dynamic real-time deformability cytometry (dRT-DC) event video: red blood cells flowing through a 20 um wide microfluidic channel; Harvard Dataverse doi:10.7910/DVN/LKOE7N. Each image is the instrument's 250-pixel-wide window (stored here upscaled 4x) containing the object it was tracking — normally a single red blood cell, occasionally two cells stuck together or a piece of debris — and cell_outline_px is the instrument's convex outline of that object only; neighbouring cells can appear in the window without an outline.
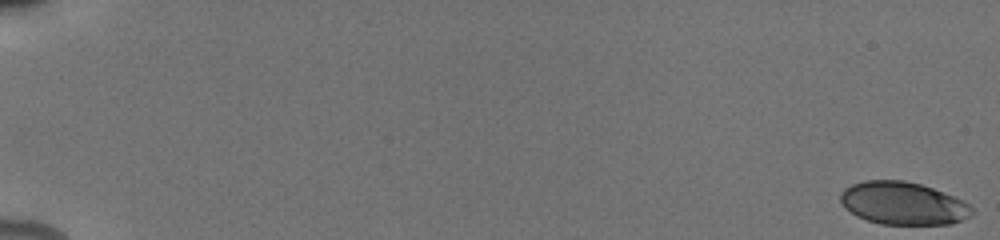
{"species": "human", "species_latin": "Homo sapiens", "temperature_condition": "cold", "stored_images_in_passage": 98, "camera_frame_rate_fps": 3000, "um_per_image_px": 0.085, "donor": {"sex": "male"}, "frame": {"image": 1, "passage_image": 1, "time_ms": 0.0, "image_size_px": [1000, 240], "cell_outline_px": [[972, 212], [968, 216], [960, 220], [948, 224], [880, 224], [856, 216], [844, 208], [840, 200], [840, 192], [844, 188], [852, 184], [864, 180], [904, 180], [920, 184], [932, 188], [964, 200], [972, 208]], "centroid_in_image_um": [76.7, 17.27], "position_along_channel_um": 8.3, "area_um2": 32.66}}
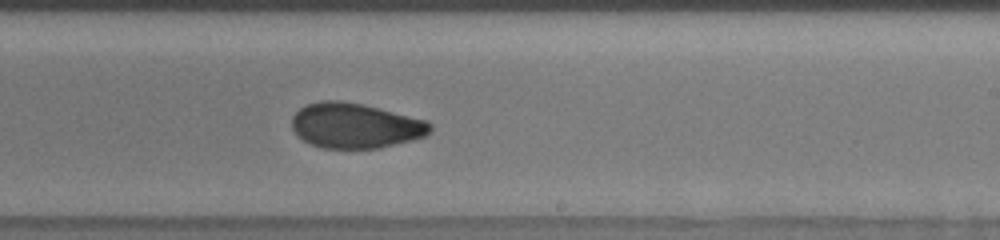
{"frame": {"image": 2, "passage_image": 84, "time_ms": 11.667, "image_size_px": [1000, 240], "cell_outline_px": [[432, 132], [424, 136], [412, 140], [380, 148], [320, 148], [296, 136], [292, 128], [292, 116], [300, 108], [308, 104], [320, 100], [340, 100], [364, 104], [428, 120], [432, 124]], "centroid_in_image_um": [30.21, 10.67], "position_along_channel_um": 258.8, "area_um2": 36.7}}
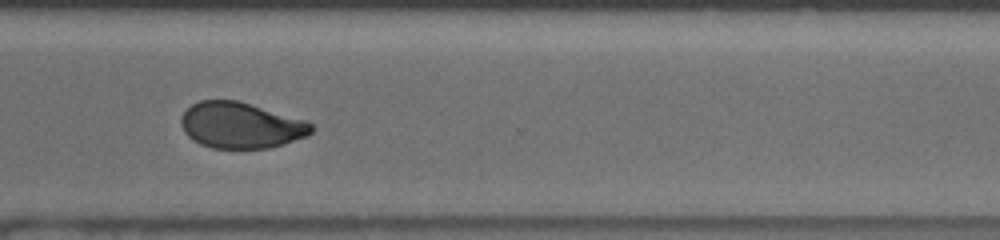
{"frame": {"image": 3, "passage_image": 97, "time_ms": 14.0, "image_size_px": [1000, 240], "cell_outline_px": [[312, 132], [308, 136], [284, 144], [268, 148], [212, 148], [200, 144], [188, 136], [184, 132], [180, 124], [180, 120], [184, 112], [192, 104], [200, 100], [236, 100], [308, 120], [312, 124]], "centroid_in_image_um": [20.48, 10.65], "position_along_channel_um": 350.1, "area_um2": 35.03}}